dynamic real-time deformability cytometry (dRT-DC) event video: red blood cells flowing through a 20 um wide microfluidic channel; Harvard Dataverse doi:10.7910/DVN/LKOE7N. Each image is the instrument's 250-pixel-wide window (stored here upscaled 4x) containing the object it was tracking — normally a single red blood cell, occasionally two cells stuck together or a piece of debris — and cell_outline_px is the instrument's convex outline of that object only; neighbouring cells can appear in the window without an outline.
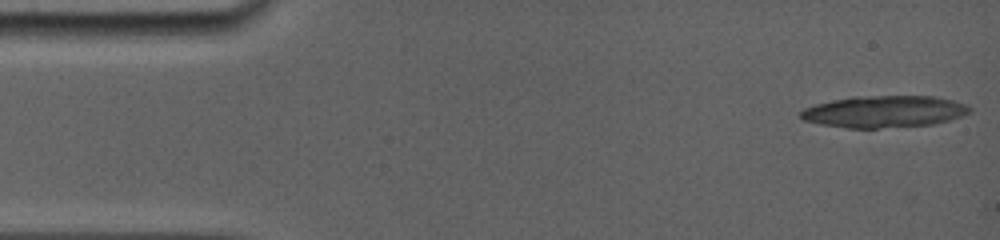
{"species": "common noctule bat (a hibernating species)", "species_latin": "Nyctalus noctula", "temperature_condition": "room temperature", "stored_images_in_passage": 1, "camera_frame_rate_fps": 5000, "um_per_image_px": 0.085, "animal": {"sex": "female", "body_mass_g": 19.0, "forearm_length_mm": 56.7}, "frame": {"image": 1, "passage_image": 1, "time_ms": 0.0, "image_size_px": [1000, 240], "cell_outline_px": [[972, 112], [964, 116], [932, 124], [876, 128], [848, 128], [820, 124], [804, 120], [800, 116], [800, 112], [804, 108], [816, 104], [832, 100], [852, 96], [932, 96], [952, 100], [964, 104], [972, 108]], "centroid_in_image_um": [75.16, 9.48], "position_along_channel_um": 9.8, "area_um2": 31.27}}